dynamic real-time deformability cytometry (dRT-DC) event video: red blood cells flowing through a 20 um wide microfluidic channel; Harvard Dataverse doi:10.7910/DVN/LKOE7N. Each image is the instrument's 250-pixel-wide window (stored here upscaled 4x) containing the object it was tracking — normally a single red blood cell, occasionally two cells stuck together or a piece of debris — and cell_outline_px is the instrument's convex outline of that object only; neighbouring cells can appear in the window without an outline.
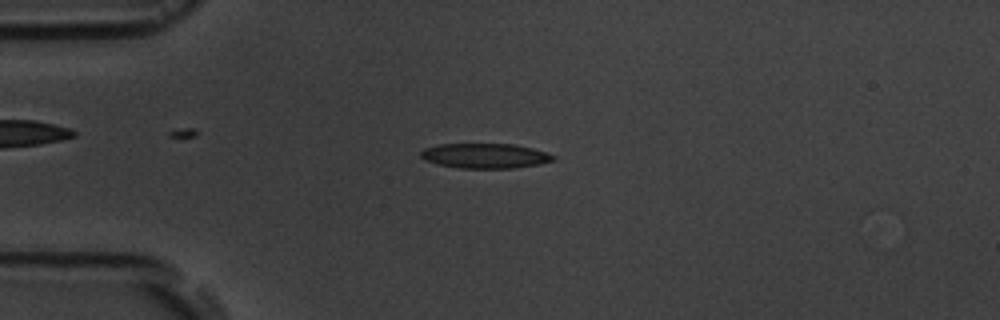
{"species": "common noctule bat (a hibernating species)", "species_latin": "Nyctalus noctula", "temperature_condition": "room temperature", "stored_images_in_passage": 6, "camera_frame_rate_fps": 3000, "um_per_image_px": 0.085, "animal": {"sex": "male", "body_mass_g": 19.5, "forearm_length_mm": 54.6}, "frame": {"image": 1, "passage_image": 4, "time_ms": 3.333, "image_size_px": [1000, 320], "cell_outline_px": [[556, 156], [552, 160], [540, 164], [516, 168], [460, 168], [436, 164], [424, 160], [420, 156], [420, 152], [424, 148], [440, 144], [516, 144], [532, 148]], "centroid_in_image_um": [41.2, 13.24], "position_along_channel_um": 43.8, "area_um2": 19.25}}
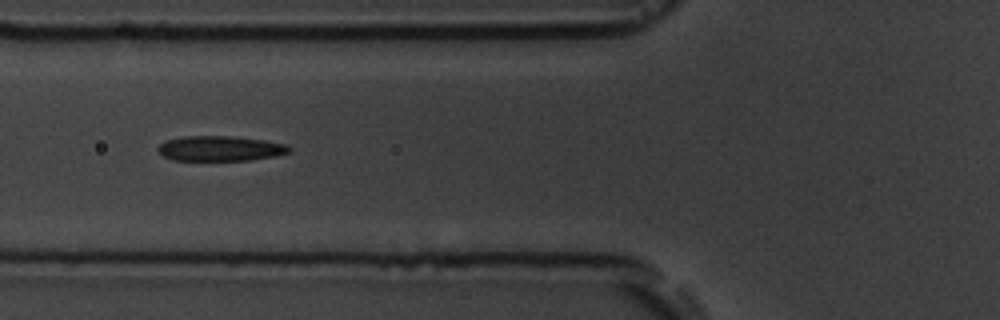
{"frame": {"image": 2, "passage_image": 6, "time_ms": 5.667, "image_size_px": [1000, 320], "cell_outline_px": [[292, 152], [276, 156], [252, 160], [172, 160], [164, 156], [156, 148], [164, 140], [184, 136], [232, 136], [264, 140], [288, 144], [292, 148]], "centroid_in_image_um": [18.76, 12.62], "position_along_channel_um": 107.0, "area_um2": 19.42}}